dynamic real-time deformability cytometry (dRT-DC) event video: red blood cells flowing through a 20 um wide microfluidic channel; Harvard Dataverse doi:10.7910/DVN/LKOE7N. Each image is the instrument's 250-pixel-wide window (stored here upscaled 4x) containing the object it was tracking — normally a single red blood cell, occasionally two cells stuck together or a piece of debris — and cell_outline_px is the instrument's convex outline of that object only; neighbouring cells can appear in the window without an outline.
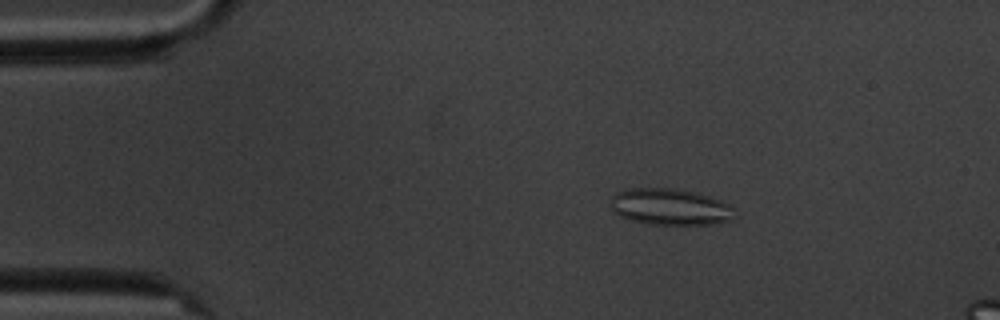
{"species": "common noctule bat (a hibernating species)", "species_latin": "Nyctalus noctula", "temperature_condition": "cold", "stored_images_in_passage": 5, "camera_frame_rate_fps": 3000, "um_per_image_px": 0.085, "animal": {"sex": "male", "body_mass_g": 20.1, "forearm_length_mm": 53.5}, "frame": {"image": 1, "passage_image": 3, "time_ms": 2.333, "image_size_px": [1000, 320], "cell_outline_px": [[736, 216], [732, 220], [712, 224], [648, 224], [632, 220], [620, 216], [612, 208], [612, 196], [616, 192], [624, 188], [676, 188], [696, 192], [712, 196], [728, 204], [732, 208]], "centroid_in_image_um": [56.98, 17.57], "position_along_channel_um": 28.0, "area_um2": 26.47}}